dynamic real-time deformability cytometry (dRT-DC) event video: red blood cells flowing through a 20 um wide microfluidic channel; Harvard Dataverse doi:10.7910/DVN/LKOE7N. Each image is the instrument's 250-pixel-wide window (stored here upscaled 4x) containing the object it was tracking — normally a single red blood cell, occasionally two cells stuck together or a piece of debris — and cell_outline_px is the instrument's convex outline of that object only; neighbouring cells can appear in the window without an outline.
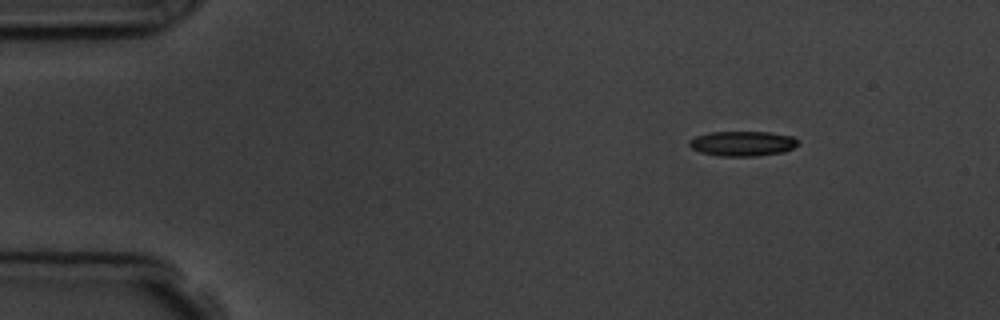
{"species": "common noctule bat (a hibernating species)", "species_latin": "Nyctalus noctula", "temperature_condition": "room temperature", "stored_images_in_passage": 9, "camera_frame_rate_fps": 3000, "um_per_image_px": 0.085, "animal": {"sex": "male", "body_mass_g": 19.5, "forearm_length_mm": 54.6}, "frame": {"image": 1, "passage_image": 1, "time_ms": 0.0, "image_size_px": [1000, 320], "cell_outline_px": [[796, 144], [792, 148], [784, 152], [756, 156], [720, 156], [700, 152], [692, 148], [688, 144], [688, 140], [696, 136], [708, 132], [768, 132], [792, 136], [796, 140]], "centroid_in_image_um": [63.06, 12.2], "position_along_channel_um": 21.9, "area_um2": 15.72}}
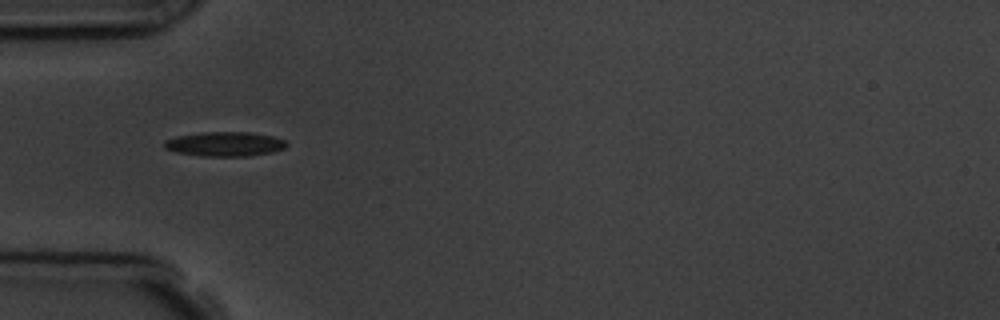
{"frame": {"image": 2, "passage_image": 4, "time_ms": 3.333, "image_size_px": [1000, 320], "cell_outline_px": [[288, 144], [284, 148], [272, 152], [248, 156], [200, 156], [176, 152], [164, 148], [164, 140], [176, 136], [200, 132], [252, 132], [272, 136], [284, 140]], "centroid_in_image_um": [19.08, 12.24], "position_along_channel_um": 65.9, "area_um2": 17.51}}
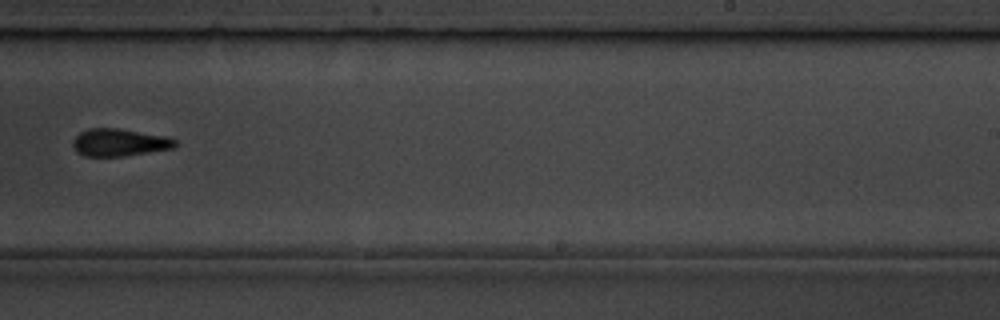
{"frame": {"image": 3, "passage_image": 9, "time_ms": 9.0, "image_size_px": [1000, 320], "cell_outline_px": [[180, 144], [172, 148], [148, 152], [120, 156], [84, 156], [76, 152], [72, 144], [72, 140], [80, 132], [88, 128], [116, 128], [168, 136], [176, 140]], "centroid_in_image_um": [10.14, 12.1], "position_along_channel_um": 278.9, "area_um2": 16.42}}